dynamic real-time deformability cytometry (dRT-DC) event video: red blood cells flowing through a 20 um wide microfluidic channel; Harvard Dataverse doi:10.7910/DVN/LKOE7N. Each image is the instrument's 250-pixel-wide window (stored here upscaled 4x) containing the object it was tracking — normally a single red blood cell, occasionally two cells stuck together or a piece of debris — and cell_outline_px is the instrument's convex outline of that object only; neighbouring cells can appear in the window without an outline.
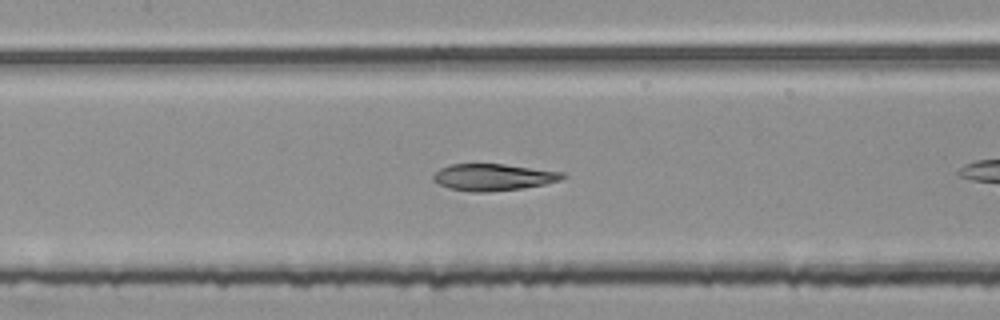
{"species": "common noctule bat (a hibernating species)", "species_latin": "Nyctalus noctula", "temperature_condition": "room temperature", "stored_images_in_passage": 23, "camera_frame_rate_fps": 3000, "um_per_image_px": 0.085, "animal": {"sex": "female", "body_mass_g": 25.1}, "frame": {"image": 1, "passage_image": 6, "time_ms": 1.667, "image_size_px": [1000, 320], "cell_outline_px": [[568, 176], [560, 180], [544, 184], [520, 188], [484, 192], [472, 192], [448, 188], [432, 180], [432, 176], [440, 168], [452, 164], [504, 164], [564, 172]], "centroid_in_image_um": [41.93, 15.05], "position_along_channel_um": 165.5, "area_um2": 20.06}}
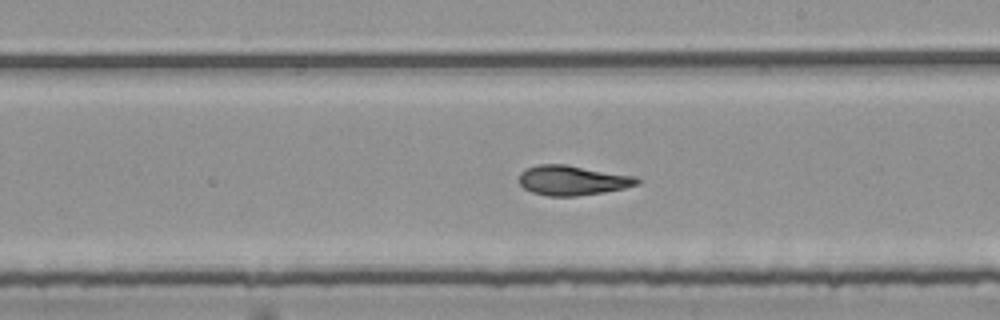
{"frame": {"image": 2, "passage_image": 12, "time_ms": 3.667, "image_size_px": [1000, 320], "cell_outline_px": [[640, 180], [636, 184], [624, 188], [604, 192], [576, 196], [548, 196], [532, 192], [524, 188], [520, 184], [520, 172], [528, 168], [540, 164], [564, 164], [636, 176]], "centroid_in_image_um": [48.65, 15.33], "position_along_channel_um": 240.3, "area_um2": 20.29}}
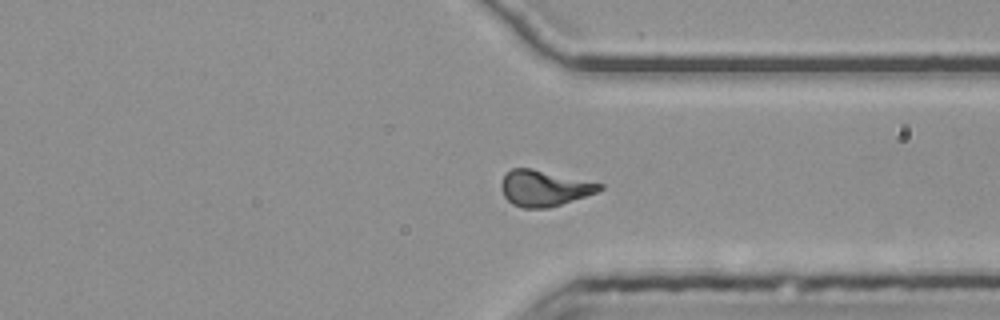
{"frame": {"image": 3, "passage_image": 22, "time_ms": 7.0, "image_size_px": [1000, 320], "cell_outline_px": [[604, 188], [596, 192], [548, 208], [524, 208], [512, 204], [504, 196], [500, 188], [500, 184], [504, 176], [512, 168], [532, 168], [604, 184]], "centroid_in_image_um": [46.23, 15.99], "position_along_channel_um": 365.2, "area_um2": 20.4}}